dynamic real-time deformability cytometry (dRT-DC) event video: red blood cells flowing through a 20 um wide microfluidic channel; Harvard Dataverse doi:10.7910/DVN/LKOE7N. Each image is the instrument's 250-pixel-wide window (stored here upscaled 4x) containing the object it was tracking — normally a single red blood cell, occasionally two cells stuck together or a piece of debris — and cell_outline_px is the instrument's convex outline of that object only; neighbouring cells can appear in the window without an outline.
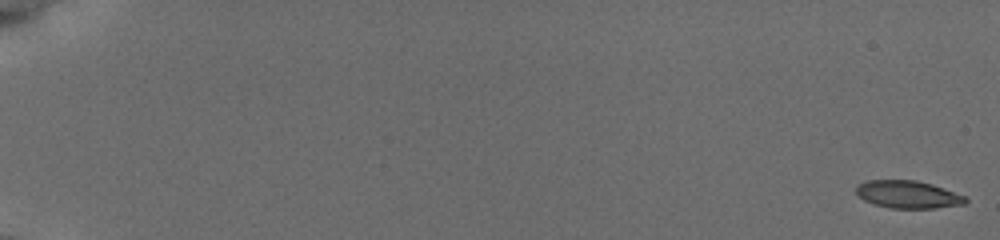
{"species": "common noctule bat (a hibernating species)", "species_latin": "Nyctalus noctula", "temperature_condition": "cold", "stored_images_in_passage": 56, "camera_frame_rate_fps": 3000, "um_per_image_px": 0.085, "animal": {"sex": "female", "body_mass_g": 19.5, "forearm_length_mm": 54.1}, "frame": {"image": 1, "passage_image": 1, "time_ms": 0.0, "image_size_px": [1000, 240], "cell_outline_px": [[968, 200], [964, 204], [932, 208], [892, 208], [872, 204], [864, 200], [856, 192], [856, 188], [864, 180], [916, 180], [932, 184], [968, 196]], "centroid_in_image_um": [77.2, 16.52], "position_along_channel_um": 7.8, "area_um2": 17.63}}
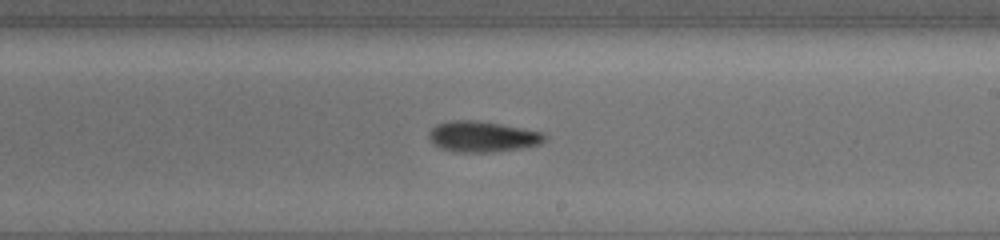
{"frame": {"image": 2, "passage_image": 36, "time_ms": 11.667, "image_size_px": [1000, 240], "cell_outline_px": [[548, 136], [540, 144], [520, 148], [496, 152], [452, 152], [440, 148], [428, 136], [428, 132], [436, 124], [452, 120], [476, 120], [500, 124], [544, 132]], "centroid_in_image_um": [41.02, 11.61], "position_along_channel_um": 248.0, "area_um2": 20.81}}
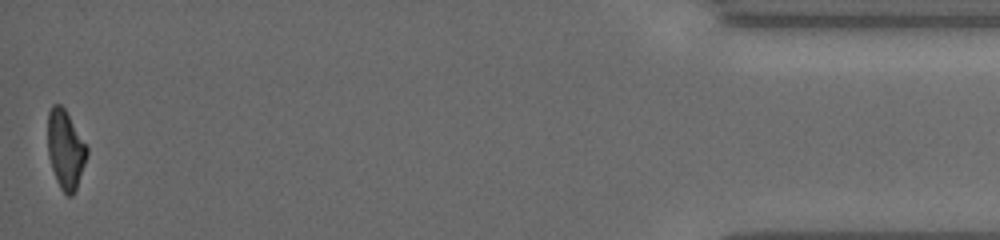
{"frame": {"image": 3, "passage_image": 56, "time_ms": 18.333, "image_size_px": [1000, 240], "cell_outline_px": [[88, 152], [76, 188], [72, 196], [68, 196], [60, 188], [56, 180], [48, 156], [48, 112], [52, 104], [60, 104], [64, 108], [88, 148]], "centroid_in_image_um": [5.55, 12.7], "position_along_channel_um": 429.7, "area_um2": 17.69}, "authors_computed_cell_mechanics": {"area_um2": 19.074, "velocity_mm_per_s": 3.8389, "shape_relaxation_time_tau1_ms": 4.3127, "shape_relaxation_time_tau2_ms": null, "deformation_change_tau1": 0.1394, "deformation_change_tau2": null}}